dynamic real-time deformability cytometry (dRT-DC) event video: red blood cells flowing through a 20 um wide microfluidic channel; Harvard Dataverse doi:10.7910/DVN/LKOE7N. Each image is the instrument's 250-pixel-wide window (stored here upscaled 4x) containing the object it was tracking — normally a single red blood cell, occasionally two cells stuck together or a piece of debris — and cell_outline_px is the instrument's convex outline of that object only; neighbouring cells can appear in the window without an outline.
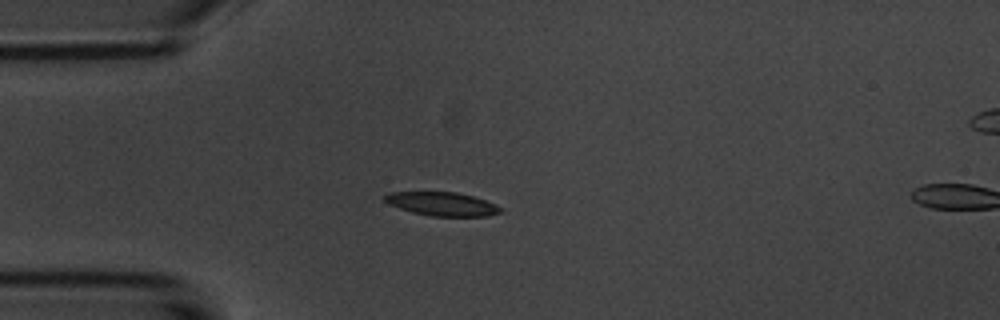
{"species": "common noctule bat (a hibernating species)", "species_latin": "Nyctalus noctula", "temperature_condition": "room temperature", "stored_images_in_passage": 5, "camera_frame_rate_fps": 3000, "um_per_image_px": 0.085, "animal": {"sex": "male", "body_mass_g": 20.1, "forearm_length_mm": 53.5}, "frame": {"image": 1, "passage_image": 4, "time_ms": 3.667, "image_size_px": [1000, 320], "cell_outline_px": [[500, 212], [488, 216], [432, 216], [412, 212], [388, 204], [384, 200], [384, 196], [388, 192], [456, 192], [472, 196], [496, 204], [500, 208]], "centroid_in_image_um": [37.54, 17.33], "position_along_channel_um": 47.5, "area_um2": 15.78}}